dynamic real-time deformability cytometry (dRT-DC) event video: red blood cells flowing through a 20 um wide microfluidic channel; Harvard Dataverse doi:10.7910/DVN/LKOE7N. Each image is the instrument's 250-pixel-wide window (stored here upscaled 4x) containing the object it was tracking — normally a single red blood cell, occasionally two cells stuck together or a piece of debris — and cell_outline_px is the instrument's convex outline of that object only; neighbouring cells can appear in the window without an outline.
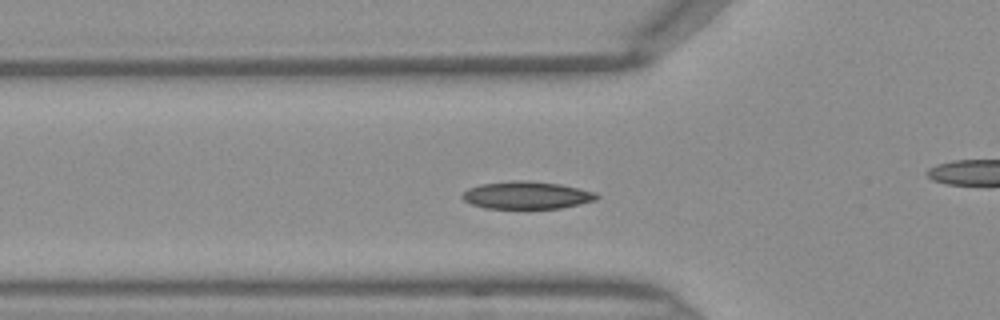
{"species": "Egyptian fruit bat (a non-hibernating species)", "species_latin": "Rousettus aegyptiacus", "temperature_condition": "warm", "stored_images_in_passage": 36, "camera_frame_rate_fps": 3000, "um_per_image_px": 0.085, "frame": {"image": 1, "passage_image": 4, "time_ms": 1.0, "image_size_px": [1000, 320], "cell_outline_px": [[600, 196], [596, 200], [580, 204], [560, 208], [484, 208], [472, 204], [464, 200], [460, 196], [468, 188], [480, 184], [512, 180], [528, 180], [560, 184], [596, 192]], "centroid_in_image_um": [44.77, 16.58], "position_along_channel_um": 81.0, "area_um2": 21.62}}
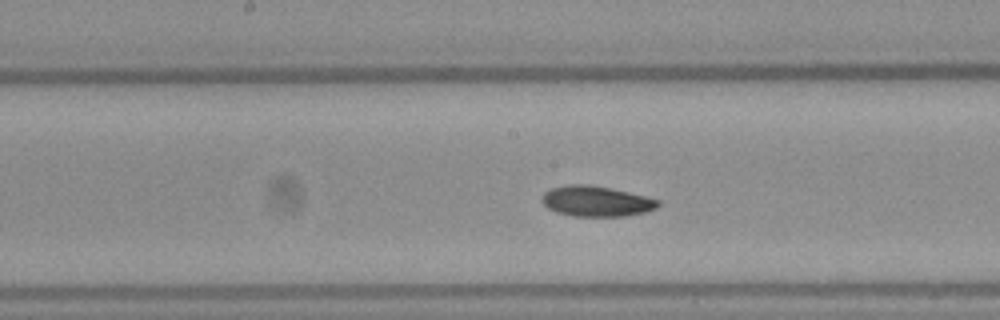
{"frame": {"image": 2, "passage_image": 12, "time_ms": 3.667, "image_size_px": [1000, 320], "cell_outline_px": [[660, 204], [656, 208], [644, 212], [624, 216], [572, 216], [556, 212], [548, 208], [540, 200], [544, 192], [552, 188], [572, 184], [584, 184], [608, 188], [628, 192], [660, 200]], "centroid_in_image_um": [50.66, 17.11], "position_along_channel_um": 197.5, "area_um2": 20.4}}
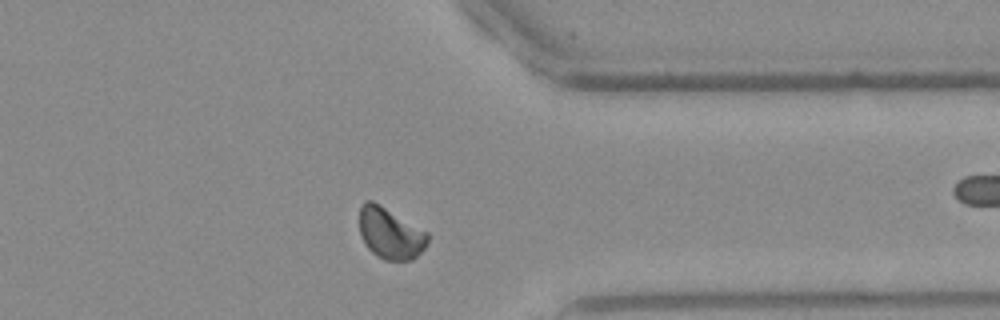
{"frame": {"image": 3, "passage_image": 25, "time_ms": 8.0, "image_size_px": [1000, 320], "cell_outline_px": [[428, 244], [412, 260], [384, 260], [376, 256], [364, 244], [360, 236], [360, 204], [364, 200], [372, 200], [380, 204], [428, 232]], "centroid_in_image_um": [33.15, 19.82], "position_along_channel_um": 378.2, "area_um2": 20.58}}